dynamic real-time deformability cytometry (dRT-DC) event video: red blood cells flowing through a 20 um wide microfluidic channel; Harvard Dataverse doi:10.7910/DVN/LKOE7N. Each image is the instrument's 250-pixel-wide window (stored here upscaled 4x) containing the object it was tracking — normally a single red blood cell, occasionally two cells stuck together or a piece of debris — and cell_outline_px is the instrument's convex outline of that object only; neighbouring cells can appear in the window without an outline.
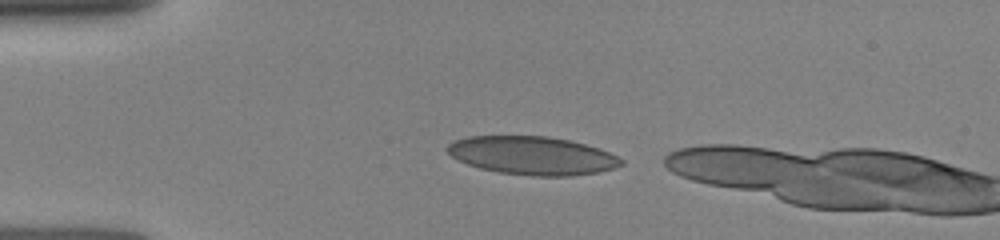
{"species": "human", "species_latin": "Homo sapiens", "temperature_condition": "room temperature", "stored_images_in_passage": 5, "camera_frame_rate_fps": 3000, "um_per_image_px": 0.085, "donor": {"sex": "female"}, "frame": {"image": 1, "passage_image": 2, "time_ms": 0.333, "image_size_px": [1000, 240], "cell_outline_px": [[624, 164], [612, 168], [596, 172], [568, 176], [532, 176], [500, 172], [480, 168], [468, 164], [452, 156], [444, 148], [452, 140], [468, 136], [548, 136], [568, 140], [600, 148], [624, 160]], "centroid_in_image_um": [45.22, 13.21], "position_along_channel_um": 39.8, "area_um2": 38.67}}